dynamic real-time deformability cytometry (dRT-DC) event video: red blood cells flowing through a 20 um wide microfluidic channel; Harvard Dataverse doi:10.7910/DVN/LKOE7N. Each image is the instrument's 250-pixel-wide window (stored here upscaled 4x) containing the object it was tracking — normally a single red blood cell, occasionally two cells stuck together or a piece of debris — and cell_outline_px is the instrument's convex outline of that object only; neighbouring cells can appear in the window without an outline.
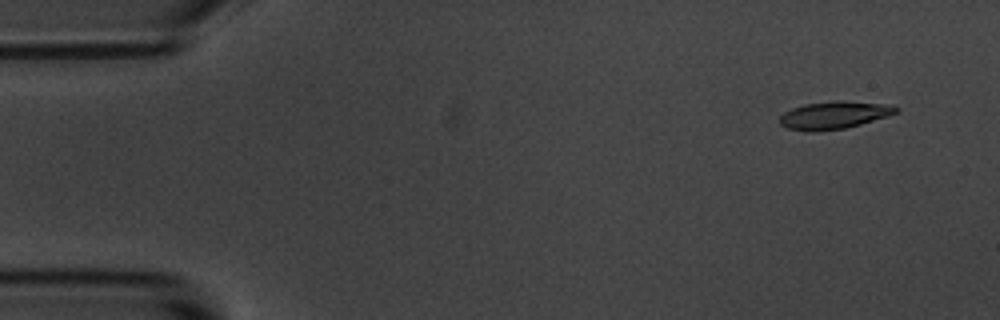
{"species": "common noctule bat (a hibernating species)", "species_latin": "Nyctalus noctula", "temperature_condition": "room temperature", "stored_images_in_passage": 5, "camera_frame_rate_fps": 3000, "um_per_image_px": 0.085, "animal": {"sex": "male", "body_mass_g": 20.1, "forearm_length_mm": 53.5}, "frame": {"image": 1, "passage_image": 2, "time_ms": 1.0, "image_size_px": [1000, 320], "cell_outline_px": [[900, 108], [896, 112], [888, 116], [860, 124], [844, 128], [808, 132], [788, 128], [780, 124], [780, 116], [784, 112], [792, 108], [804, 104], [836, 100], [840, 100], [880, 104]], "centroid_in_image_um": [70.84, 9.78], "position_along_channel_um": 14.2, "area_um2": 18.38}}
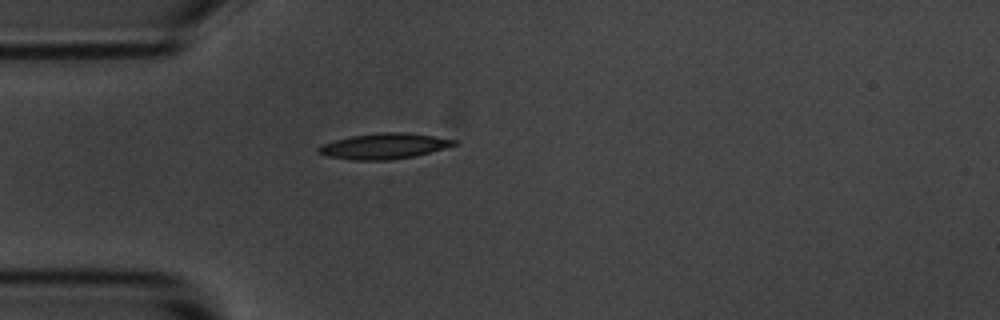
{"frame": {"image": 2, "passage_image": 5, "time_ms": 4.667, "image_size_px": [1000, 320], "cell_outline_px": [[460, 144], [412, 156], [388, 160], [352, 160], [328, 156], [316, 152], [316, 148], [324, 144], [336, 140], [352, 136], [380, 132], [404, 132], [460, 140]], "centroid_in_image_um": [32.66, 12.41], "position_along_channel_um": 52.3, "area_um2": 20.06}}